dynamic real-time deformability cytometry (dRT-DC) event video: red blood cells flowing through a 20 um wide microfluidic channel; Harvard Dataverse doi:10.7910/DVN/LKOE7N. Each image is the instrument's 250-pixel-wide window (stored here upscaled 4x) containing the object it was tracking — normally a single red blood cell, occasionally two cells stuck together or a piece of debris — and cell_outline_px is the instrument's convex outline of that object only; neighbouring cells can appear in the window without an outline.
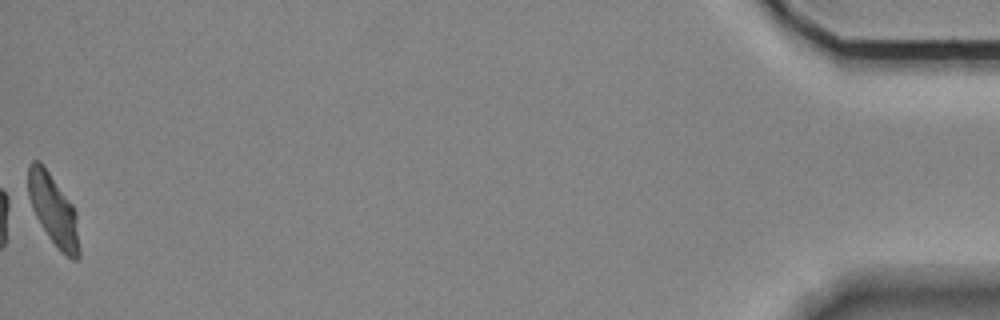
{"species": "Egyptian fruit bat (a non-hibernating species)", "species_latin": "Rousettus aegyptiacus", "temperature_condition": "room temperature", "stored_images_in_passage": 54, "camera_frame_rate_fps": 3000, "um_per_image_px": 0.085, "animal": {"sex": "female"}, "frame": {"image": 1, "passage_image": 54, "time_ms": 17.667, "image_size_px": [1000, 320], "cell_outline_px": [[80, 256], [76, 260], [72, 260], [60, 252], [48, 236], [24, 196], [28, 164], [32, 160], [40, 160], [44, 164], [72, 204], [76, 212], [80, 248]], "centroid_in_image_um": [4.48, 17.79], "position_along_channel_um": 430.7, "area_um2": 22.08}, "authors_computed_cell_mechanics": {"area_um2": 21.8195, "velocity_mm_per_s": 3.6805, "shape_relaxation_time_tau1_ms": 4.1311, "shape_relaxation_time_tau2_ms": 1.5003, "deformation_change_tau1": 0.1551, "deformation_change_tau2": 0.0711}}